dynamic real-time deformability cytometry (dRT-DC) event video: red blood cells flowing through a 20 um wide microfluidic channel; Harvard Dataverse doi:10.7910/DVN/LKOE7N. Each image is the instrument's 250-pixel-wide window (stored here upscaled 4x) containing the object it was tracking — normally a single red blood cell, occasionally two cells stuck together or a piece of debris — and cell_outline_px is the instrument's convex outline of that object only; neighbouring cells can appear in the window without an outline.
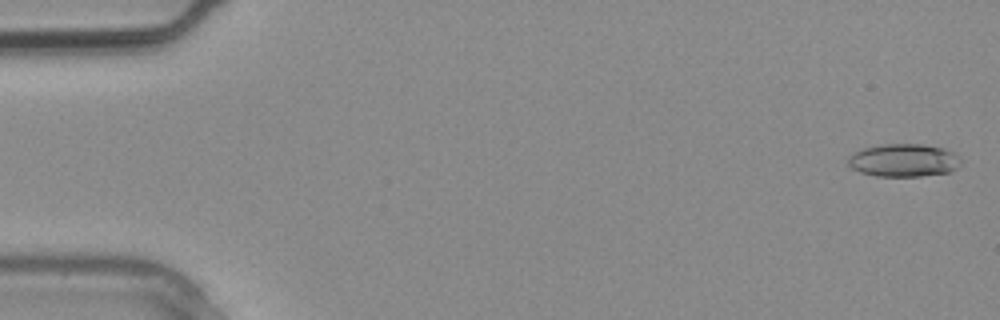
{"species": "common noctule bat (a hibernating species)", "species_latin": "Nyctalus noctula", "temperature_condition": "warm", "stored_images_in_passage": 3, "camera_frame_rate_fps": 3000, "um_per_image_px": 0.085, "animal": {"sex": "male", "body_mass_g": 20.4}, "frame": {"image": 1, "passage_image": 1, "time_ms": 0.0, "image_size_px": [1000, 320], "cell_outline_px": [[960, 164], [956, 168], [948, 172], [920, 176], [876, 176], [860, 172], [852, 168], [848, 164], [848, 156], [852, 152], [864, 148], [880, 144], [920, 144], [944, 148], [960, 156]], "centroid_in_image_um": [76.79, 13.62], "position_along_channel_um": 8.2, "area_um2": 21.68}}
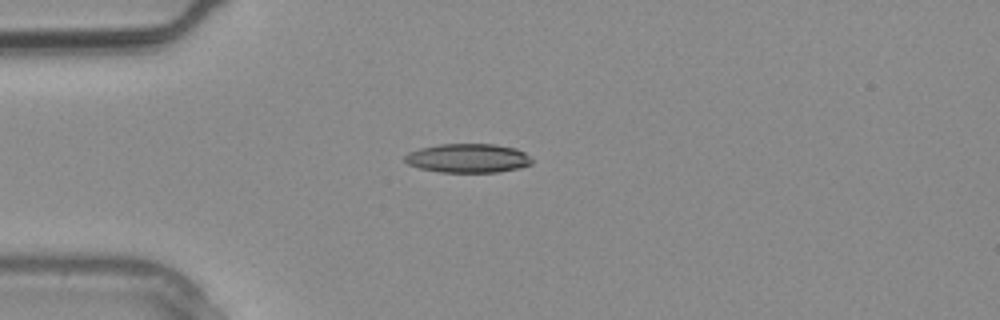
{"frame": {"image": 2, "passage_image": 3, "time_ms": 0.667, "image_size_px": [1000, 320], "cell_outline_px": [[532, 164], [520, 168], [500, 172], [440, 172], [420, 168], [408, 164], [404, 160], [404, 156], [408, 152], [420, 148], [440, 144], [496, 144], [516, 148], [524, 152], [532, 160]], "centroid_in_image_um": [39.78, 13.44], "position_along_channel_um": 45.2, "area_um2": 21.56}}